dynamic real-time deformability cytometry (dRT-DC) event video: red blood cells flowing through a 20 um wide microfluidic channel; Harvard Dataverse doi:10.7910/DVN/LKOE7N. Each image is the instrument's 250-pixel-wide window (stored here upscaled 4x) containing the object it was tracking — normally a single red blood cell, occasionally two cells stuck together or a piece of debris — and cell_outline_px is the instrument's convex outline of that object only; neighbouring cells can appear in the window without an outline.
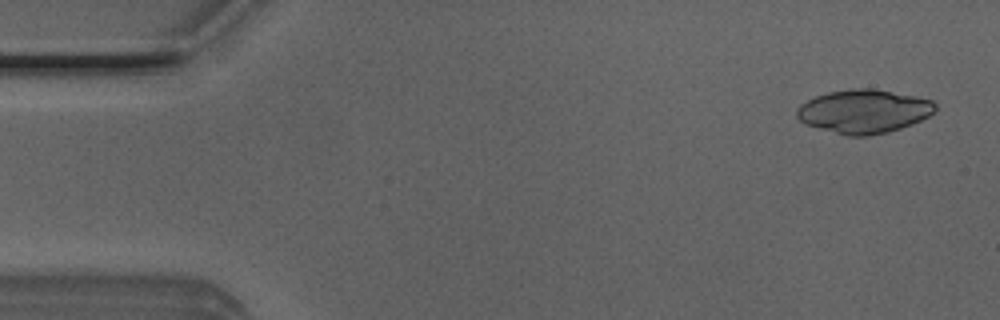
{"species": "Egyptian fruit bat (a non-hibernating species)", "species_latin": "Rousettus aegyptiacus", "temperature_condition": "room temperature", "stored_images_in_passage": 13, "camera_frame_rate_fps": 3000, "um_per_image_px": 0.085, "animal": {"sex": "male"}, "frame": {"image": 1, "passage_image": 2, "time_ms": 0.333, "image_size_px": [1000, 320], "cell_outline_px": [[936, 108], [928, 116], [912, 124], [888, 132], [868, 136], [848, 136], [804, 124], [796, 116], [796, 108], [800, 104], [816, 96], [828, 92], [852, 88], [872, 88], [916, 96], [932, 100], [936, 104]], "centroid_in_image_um": [73.4, 9.46], "position_along_channel_um": 11.6, "area_um2": 35.2}}